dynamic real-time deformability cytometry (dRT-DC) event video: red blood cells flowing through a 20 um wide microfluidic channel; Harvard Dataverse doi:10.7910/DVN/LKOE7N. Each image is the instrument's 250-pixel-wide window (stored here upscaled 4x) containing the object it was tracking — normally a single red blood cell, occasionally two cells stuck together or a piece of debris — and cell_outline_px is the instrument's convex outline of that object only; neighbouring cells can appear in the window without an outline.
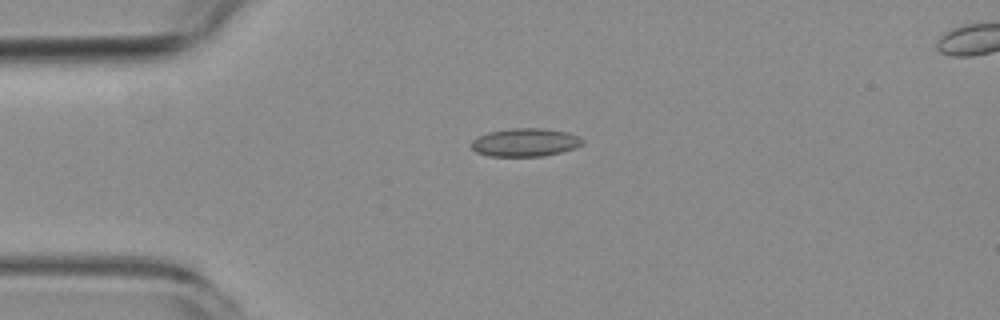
{"species": "common noctule bat (a hibernating species)", "species_latin": "Nyctalus noctula", "temperature_condition": "room temperature", "stored_images_in_passage": 7, "camera_frame_rate_fps": 3000, "um_per_image_px": 0.085, "animal": {"sex": "female", "body_mass_g": 19.3, "forearm_length_mm": 54.1}, "frame": {"image": 1, "passage_image": 1, "time_ms": 0.0, "image_size_px": [1000, 320], "cell_outline_px": [[584, 144], [576, 148], [544, 156], [488, 156], [476, 152], [472, 148], [472, 140], [488, 132], [512, 128], [544, 128], [568, 132], [580, 136], [584, 140]], "centroid_in_image_um": [44.69, 12.1], "position_along_channel_um": 40.3, "area_um2": 18.38}}
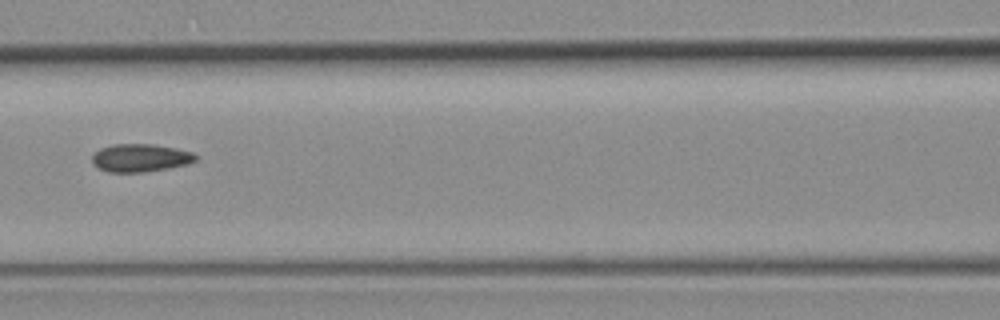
{"frame": {"image": 2, "passage_image": 4, "time_ms": 3.667, "image_size_px": [1000, 320], "cell_outline_px": [[196, 160], [188, 164], [168, 168], [144, 172], [108, 172], [92, 164], [92, 156], [100, 148], [112, 144], [152, 144], [176, 148], [192, 152], [196, 156]], "centroid_in_image_um": [11.92, 13.41], "position_along_channel_um": 154.7, "area_um2": 16.82}}
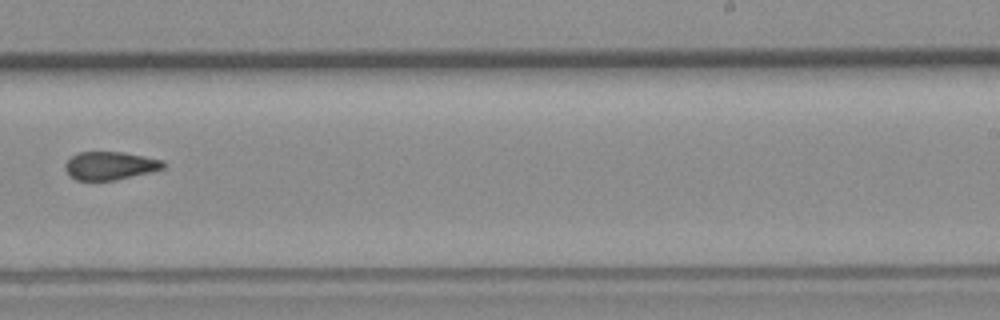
{"frame": {"image": 3, "passage_image": 7, "time_ms": 7.0, "image_size_px": [1000, 320], "cell_outline_px": [[164, 168], [152, 172], [116, 180], [76, 180], [64, 168], [64, 164], [72, 156], [80, 152], [124, 152], [164, 160]], "centroid_in_image_um": [9.38, 14.08], "position_along_channel_um": 279.6, "area_um2": 16.07}}